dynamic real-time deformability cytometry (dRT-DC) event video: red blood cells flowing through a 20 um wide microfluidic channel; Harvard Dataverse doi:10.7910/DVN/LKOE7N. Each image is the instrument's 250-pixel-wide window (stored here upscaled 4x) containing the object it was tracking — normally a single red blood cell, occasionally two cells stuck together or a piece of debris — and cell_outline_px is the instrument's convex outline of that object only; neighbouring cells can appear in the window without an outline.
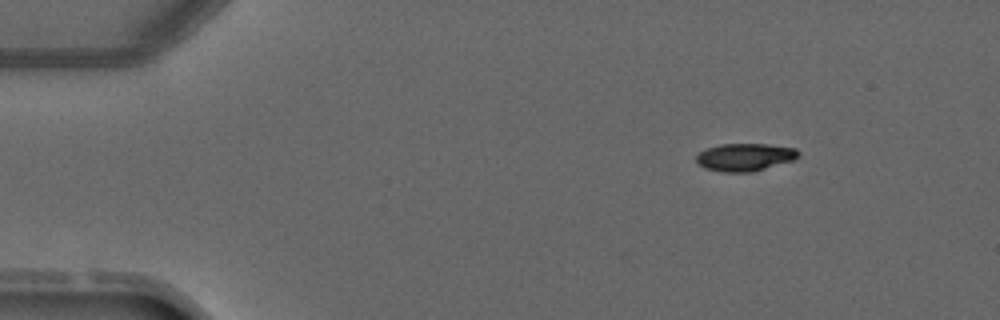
{"species": "common noctule bat (a hibernating species)", "species_latin": "Nyctalus noctula", "temperature_condition": "warm", "stored_images_in_passage": 2, "camera_frame_rate_fps": 3000, "um_per_image_px": 0.085, "animal": {"sex": "male", "forearm_length_mm": 52.5}, "frame": {"image": 1, "passage_image": 1, "time_ms": 0.0, "image_size_px": [1000, 320], "cell_outline_px": [[800, 156], [796, 160], [752, 172], [724, 172], [704, 168], [696, 160], [696, 156], [700, 152], [708, 148], [720, 144], [768, 144], [796, 148], [800, 152]], "centroid_in_image_um": [63.38, 13.36], "position_along_channel_um": 21.6, "area_um2": 16.59}}